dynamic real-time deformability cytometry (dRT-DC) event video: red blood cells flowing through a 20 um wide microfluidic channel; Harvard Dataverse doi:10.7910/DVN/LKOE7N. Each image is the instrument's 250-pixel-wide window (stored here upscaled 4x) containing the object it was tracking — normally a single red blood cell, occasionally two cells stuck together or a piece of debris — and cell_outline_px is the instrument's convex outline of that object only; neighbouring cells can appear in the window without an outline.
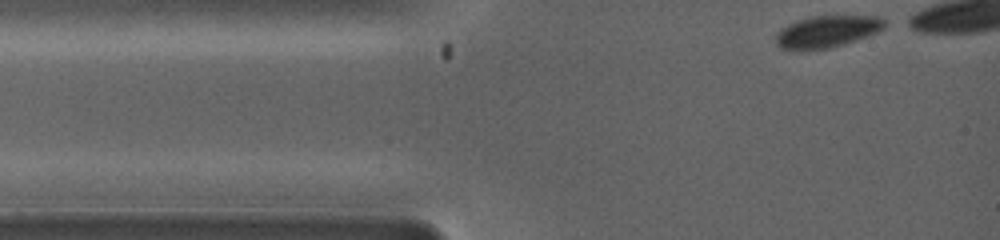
{"species": "common noctule bat (a hibernating species)", "species_latin": "Nyctalus noctula", "temperature_condition": "warm", "stored_images_in_passage": 18, "camera_frame_rate_fps": 5000, "um_per_image_px": 0.085, "animal": {"sex": "female", "body_mass_g": 19.0, "forearm_length_mm": 53.3}, "frame": {"image": 1, "passage_image": 1, "time_ms": 0.0, "image_size_px": [1000, 240], "cell_outline_px": [[884, 28], [876, 32], [856, 40], [844, 44], [828, 48], [780, 48], [776, 44], [776, 32], [780, 28], [796, 20], [812, 16], [880, 16], [884, 20]], "centroid_in_image_um": [70.29, 2.65], "position_along_channel_um": 14.7, "area_um2": 19.77}}
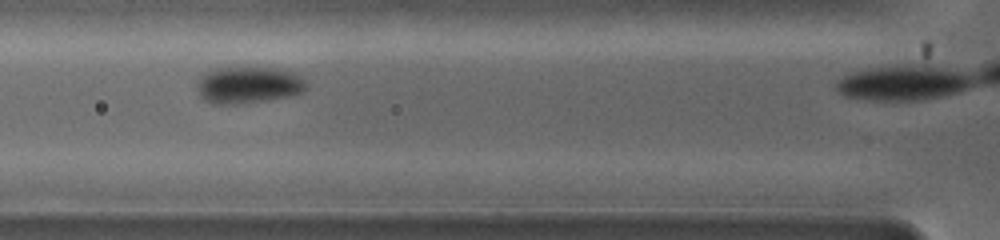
{"frame": {"image": 2, "passage_image": 14, "time_ms": 2.6, "image_size_px": [1000, 240], "cell_outline_px": [[308, 84], [304, 92], [292, 96], [236, 104], [212, 104], [204, 100], [200, 96], [196, 84], [196, 80], [200, 76], [212, 68], [240, 64], [276, 68], [292, 72], [304, 80]], "centroid_in_image_um": [21.06, 7.17], "position_along_channel_um": 104.7, "area_um2": 24.45}}
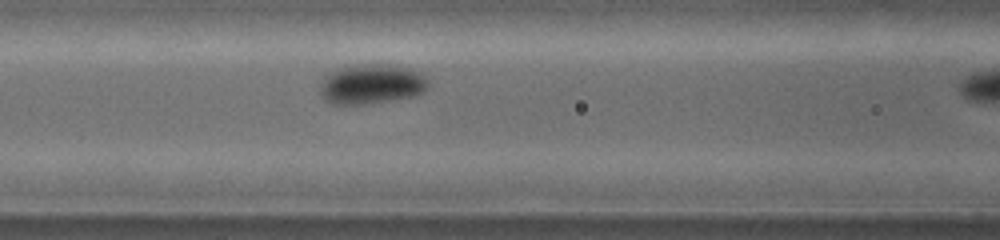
{"frame": {"image": 3, "passage_image": 17, "time_ms": 3.2, "image_size_px": [1000, 240], "cell_outline_px": [[428, 88], [416, 96], [360, 104], [336, 104], [328, 100], [320, 92], [320, 84], [324, 76], [328, 72], [344, 64], [396, 64], [408, 68], [424, 76], [428, 80]], "centroid_in_image_um": [31.56, 7.1], "position_along_channel_um": 135.0, "area_um2": 25.26}}